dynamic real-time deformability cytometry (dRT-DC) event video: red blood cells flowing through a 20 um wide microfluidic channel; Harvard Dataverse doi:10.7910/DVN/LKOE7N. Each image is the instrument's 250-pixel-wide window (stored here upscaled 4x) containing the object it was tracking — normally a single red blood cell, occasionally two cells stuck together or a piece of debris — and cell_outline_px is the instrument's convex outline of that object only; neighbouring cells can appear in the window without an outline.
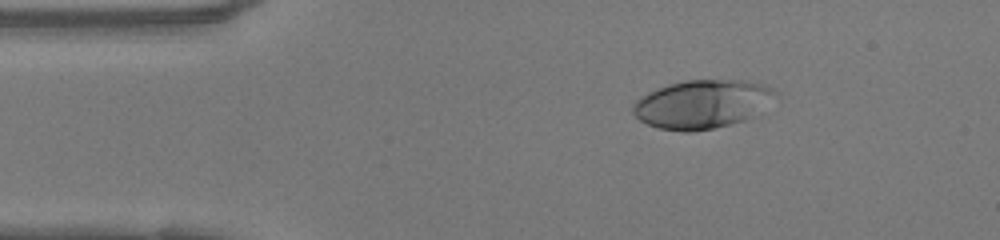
{"species": "human", "species_latin": "Homo sapiens", "temperature_condition": "warm", "stored_images_in_passage": 42, "camera_frame_rate_fps": 3000, "um_per_image_px": 0.085, "donor": {"sex": "female"}, "frame": {"image": 1, "passage_image": 1, "time_ms": 0.0, "image_size_px": [1000, 240], "cell_outline_px": [[780, 92], [760, 116], [712, 128], [692, 132], [684, 132], [656, 128], [640, 120], [632, 112], [632, 108], [636, 100], [640, 96], [656, 88], [668, 84], [684, 80], [740, 80], [760, 84], [772, 88]], "centroid_in_image_um": [59.73, 8.85], "position_along_channel_um": 25.3, "area_um2": 40.81}}
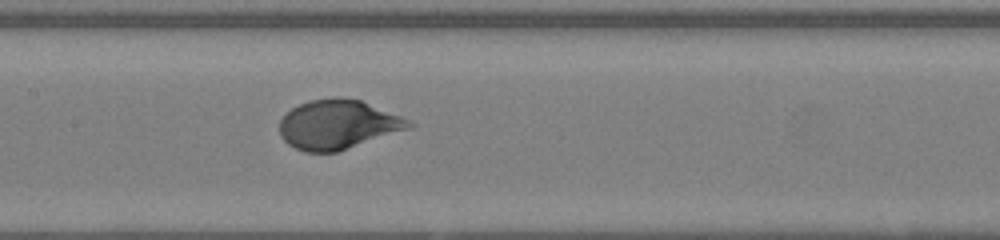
{"frame": {"image": 2, "passage_image": 16, "time_ms": 5.0, "image_size_px": [1000, 240], "cell_outline_px": [[416, 124], [412, 128], [336, 152], [304, 152], [288, 144], [280, 136], [280, 120], [292, 108], [300, 104], [312, 100], [332, 96], [340, 96], [360, 100], [400, 116]], "centroid_in_image_um": [28.73, 10.58], "position_along_channel_um": 178.7, "area_um2": 37.05}}
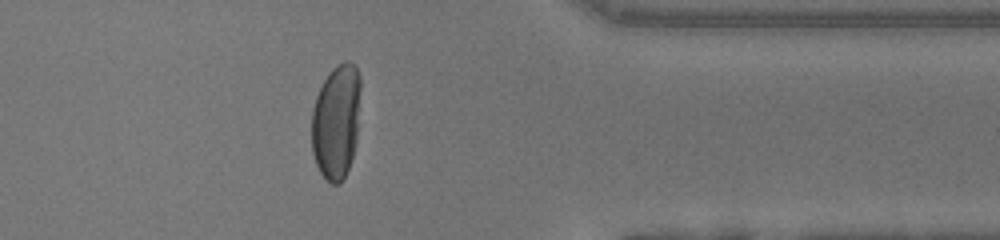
{"frame": {"image": 3, "passage_image": 32, "time_ms": 10.333, "image_size_px": [1000, 240], "cell_outline_px": [[360, 88], [356, 140], [352, 156], [348, 168], [340, 184], [332, 184], [320, 172], [316, 164], [312, 152], [312, 108], [316, 96], [324, 80], [332, 68], [348, 60], [356, 64], [360, 76]], "centroid_in_image_um": [28.57, 10.3], "position_along_channel_um": 382.8, "area_um2": 32.6}, "authors_computed_cell_mechanics": {"area_um2": 37.0498, "velocity_mm_per_s": 4.1416, "shape_relaxation_time_tau1_ms": 4.2496, "shape_relaxation_time_tau2_ms": null, "deformation_change_tau1": 0.261, "deformation_change_tau2": null}}